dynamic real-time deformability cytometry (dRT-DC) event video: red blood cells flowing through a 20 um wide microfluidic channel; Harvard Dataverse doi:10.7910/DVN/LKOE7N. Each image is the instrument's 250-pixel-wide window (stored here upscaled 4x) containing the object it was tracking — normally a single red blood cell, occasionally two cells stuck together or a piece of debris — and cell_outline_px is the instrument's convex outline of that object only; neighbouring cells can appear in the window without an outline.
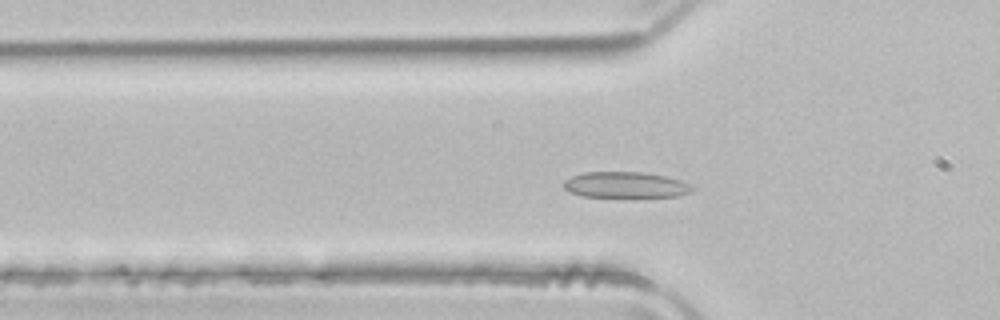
{"species": "common noctule bat (a hibernating species)", "species_latin": "Nyctalus noctula", "temperature_condition": "room temperature", "stored_images_in_passage": 48, "camera_frame_rate_fps": 3000, "um_per_image_px": 0.085, "animal": {"sex": "male", "body_mass_g": 21.5, "forearm_length_mm": 52.0}, "frame": {"image": 1, "passage_image": 13, "time_ms": 4.0, "image_size_px": [1000, 320], "cell_outline_px": [[696, 188], [692, 192], [676, 196], [632, 200], [580, 196], [564, 188], [564, 180], [572, 176], [584, 172], [644, 172], [664, 176], [680, 180], [692, 184]], "centroid_in_image_um": [53.23, 15.77], "position_along_channel_um": 72.6, "area_um2": 20.63}}
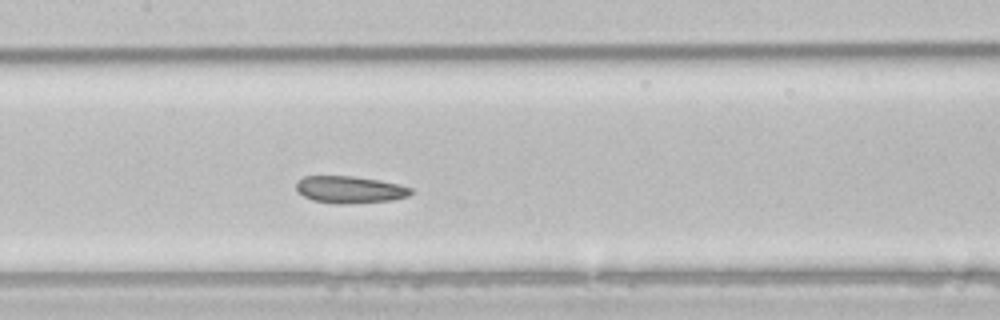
{"frame": {"image": 2, "passage_image": 21, "time_ms": 6.667, "image_size_px": [1000, 320], "cell_outline_px": [[412, 192], [408, 196], [392, 200], [348, 204], [336, 204], [312, 200], [304, 196], [296, 188], [296, 180], [304, 176], [352, 176], [400, 184], [412, 188]], "centroid_in_image_um": [29.72, 16.12], "position_along_channel_um": 177.7, "area_um2": 18.09}}
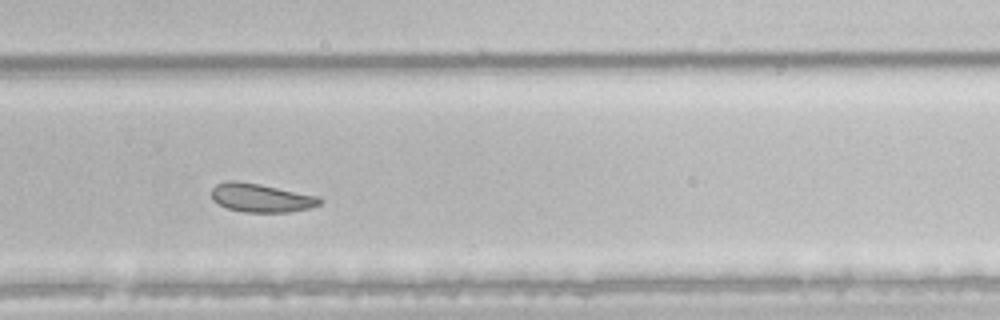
{"frame": {"image": 3, "passage_image": 31, "time_ms": 10.0, "image_size_px": [1000, 320], "cell_outline_px": [[324, 200], [320, 204], [308, 208], [288, 212], [244, 212], [228, 208], [212, 200], [212, 188], [216, 184], [228, 180], [236, 180], [260, 184], [316, 196]], "centroid_in_image_um": [22.16, 16.81], "position_along_channel_um": 307.6, "area_um2": 17.86}, "authors_computed_cell_mechanics": {"area_um2": 20.4901, "velocity_mm_per_s": 3.9166, "shape_relaxation_time_tau1_ms": 5.5226, "shape_relaxation_time_tau2_ms": 1.5478, "deformation_change_tau1": 0.091, "deformation_change_tau2": 0.0693}}